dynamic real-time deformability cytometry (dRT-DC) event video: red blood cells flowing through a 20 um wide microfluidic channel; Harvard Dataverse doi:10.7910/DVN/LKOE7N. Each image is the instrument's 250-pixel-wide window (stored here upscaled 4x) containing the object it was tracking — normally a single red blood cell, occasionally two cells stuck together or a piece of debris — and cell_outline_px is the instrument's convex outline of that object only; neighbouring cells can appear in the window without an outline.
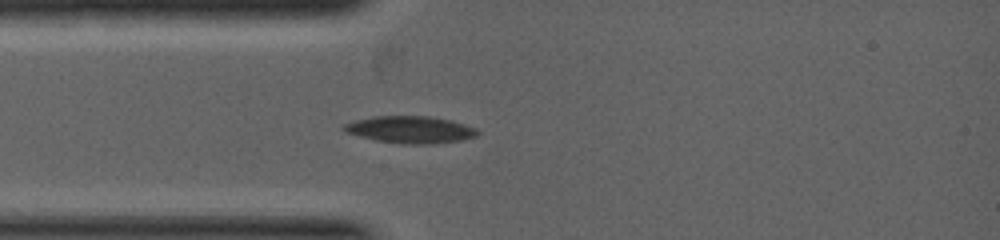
{"species": "common noctule bat (a hibernating species)", "species_latin": "Nyctalus noctula", "temperature_condition": "warm", "stored_images_in_passage": 6, "camera_frame_rate_fps": 5000, "um_per_image_px": 0.085, "animal": {"sex": "female", "body_mass_g": 19.0, "forearm_length_mm": 53.3}, "frame": {"image": 1, "passage_image": 6, "time_ms": 1.4, "image_size_px": [1000, 240], "cell_outline_px": [[480, 132], [476, 136], [460, 140], [436, 144], [404, 144], [376, 140], [344, 132], [340, 128], [344, 124], [356, 120], [372, 116], [428, 116], [452, 120], [476, 128]], "centroid_in_image_um": [34.87, 11.02], "position_along_channel_um": 50.1, "area_um2": 21.15}}